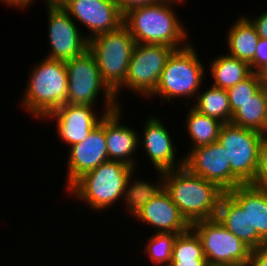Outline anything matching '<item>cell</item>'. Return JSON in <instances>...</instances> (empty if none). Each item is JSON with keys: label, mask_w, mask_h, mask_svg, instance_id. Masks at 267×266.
<instances>
[{"label": "cell", "mask_w": 267, "mask_h": 266, "mask_svg": "<svg viewBox=\"0 0 267 266\" xmlns=\"http://www.w3.org/2000/svg\"><path fill=\"white\" fill-rule=\"evenodd\" d=\"M185 2L186 0H164L133 8L124 14L123 25L136 43L162 44L176 50L182 49L191 42L187 40L188 31L173 7Z\"/></svg>", "instance_id": "obj_1"}, {"label": "cell", "mask_w": 267, "mask_h": 266, "mask_svg": "<svg viewBox=\"0 0 267 266\" xmlns=\"http://www.w3.org/2000/svg\"><path fill=\"white\" fill-rule=\"evenodd\" d=\"M164 189L190 225L216 218L225 193L218 185L191 173L185 166L164 171Z\"/></svg>", "instance_id": "obj_2"}, {"label": "cell", "mask_w": 267, "mask_h": 266, "mask_svg": "<svg viewBox=\"0 0 267 266\" xmlns=\"http://www.w3.org/2000/svg\"><path fill=\"white\" fill-rule=\"evenodd\" d=\"M38 63L29 72L21 105L33 117L44 120L67 103V69L65 61L47 57Z\"/></svg>", "instance_id": "obj_3"}, {"label": "cell", "mask_w": 267, "mask_h": 266, "mask_svg": "<svg viewBox=\"0 0 267 266\" xmlns=\"http://www.w3.org/2000/svg\"><path fill=\"white\" fill-rule=\"evenodd\" d=\"M133 170L123 162L109 160L84 173L67 192L96 212L106 211L123 199L126 181Z\"/></svg>", "instance_id": "obj_4"}, {"label": "cell", "mask_w": 267, "mask_h": 266, "mask_svg": "<svg viewBox=\"0 0 267 266\" xmlns=\"http://www.w3.org/2000/svg\"><path fill=\"white\" fill-rule=\"evenodd\" d=\"M204 68L192 43L175 50L166 62L155 91L149 97L158 96L166 102L180 97L191 100L194 97V100L202 89L207 71Z\"/></svg>", "instance_id": "obj_5"}, {"label": "cell", "mask_w": 267, "mask_h": 266, "mask_svg": "<svg viewBox=\"0 0 267 266\" xmlns=\"http://www.w3.org/2000/svg\"><path fill=\"white\" fill-rule=\"evenodd\" d=\"M65 66L68 81L67 103L96 106L98 95L103 92L102 113H111L122 107L115 93L103 81L95 58L89 50L65 61Z\"/></svg>", "instance_id": "obj_6"}, {"label": "cell", "mask_w": 267, "mask_h": 266, "mask_svg": "<svg viewBox=\"0 0 267 266\" xmlns=\"http://www.w3.org/2000/svg\"><path fill=\"white\" fill-rule=\"evenodd\" d=\"M136 42L122 25L115 31L101 33L88 42L103 81L115 92L126 80L130 59Z\"/></svg>", "instance_id": "obj_7"}, {"label": "cell", "mask_w": 267, "mask_h": 266, "mask_svg": "<svg viewBox=\"0 0 267 266\" xmlns=\"http://www.w3.org/2000/svg\"><path fill=\"white\" fill-rule=\"evenodd\" d=\"M175 48L162 44L136 43L130 59L125 82L114 92L118 99L124 87L141 97L149 98L155 91L161 73Z\"/></svg>", "instance_id": "obj_8"}, {"label": "cell", "mask_w": 267, "mask_h": 266, "mask_svg": "<svg viewBox=\"0 0 267 266\" xmlns=\"http://www.w3.org/2000/svg\"><path fill=\"white\" fill-rule=\"evenodd\" d=\"M201 240L209 266L246 265L252 249L226 229L216 218L191 224Z\"/></svg>", "instance_id": "obj_9"}, {"label": "cell", "mask_w": 267, "mask_h": 266, "mask_svg": "<svg viewBox=\"0 0 267 266\" xmlns=\"http://www.w3.org/2000/svg\"><path fill=\"white\" fill-rule=\"evenodd\" d=\"M266 135L235 124L222 125L218 143L225 148L231 171L244 183L250 184L257 172L259 150Z\"/></svg>", "instance_id": "obj_10"}, {"label": "cell", "mask_w": 267, "mask_h": 266, "mask_svg": "<svg viewBox=\"0 0 267 266\" xmlns=\"http://www.w3.org/2000/svg\"><path fill=\"white\" fill-rule=\"evenodd\" d=\"M48 14V43L50 45L47 58L67 61L78 57L88 50L89 40L70 15L59 3L45 2Z\"/></svg>", "instance_id": "obj_11"}, {"label": "cell", "mask_w": 267, "mask_h": 266, "mask_svg": "<svg viewBox=\"0 0 267 266\" xmlns=\"http://www.w3.org/2000/svg\"><path fill=\"white\" fill-rule=\"evenodd\" d=\"M188 152L183 156L184 166L191 173L215 183L224 192L244 184L231 171L226 150L218 141Z\"/></svg>", "instance_id": "obj_12"}, {"label": "cell", "mask_w": 267, "mask_h": 266, "mask_svg": "<svg viewBox=\"0 0 267 266\" xmlns=\"http://www.w3.org/2000/svg\"><path fill=\"white\" fill-rule=\"evenodd\" d=\"M59 5L75 21L89 29L86 38L117 30L124 15L115 0H61Z\"/></svg>", "instance_id": "obj_13"}, {"label": "cell", "mask_w": 267, "mask_h": 266, "mask_svg": "<svg viewBox=\"0 0 267 266\" xmlns=\"http://www.w3.org/2000/svg\"><path fill=\"white\" fill-rule=\"evenodd\" d=\"M92 105H74L66 103L50 113L43 121L56 122L59 138L71 147L84 141L90 132L108 113H95Z\"/></svg>", "instance_id": "obj_14"}, {"label": "cell", "mask_w": 267, "mask_h": 266, "mask_svg": "<svg viewBox=\"0 0 267 266\" xmlns=\"http://www.w3.org/2000/svg\"><path fill=\"white\" fill-rule=\"evenodd\" d=\"M66 190L84 173L109 161L104 135V117L82 142L69 148Z\"/></svg>", "instance_id": "obj_15"}, {"label": "cell", "mask_w": 267, "mask_h": 266, "mask_svg": "<svg viewBox=\"0 0 267 266\" xmlns=\"http://www.w3.org/2000/svg\"><path fill=\"white\" fill-rule=\"evenodd\" d=\"M143 127L139 144L144 147L143 151L155 170L164 172L184 166V157L181 160L175 158L177 153L172 135L157 115L148 117Z\"/></svg>", "instance_id": "obj_16"}, {"label": "cell", "mask_w": 267, "mask_h": 266, "mask_svg": "<svg viewBox=\"0 0 267 266\" xmlns=\"http://www.w3.org/2000/svg\"><path fill=\"white\" fill-rule=\"evenodd\" d=\"M141 223L155 228V233L180 234L191 225L182 216L168 192L163 188L135 216Z\"/></svg>", "instance_id": "obj_17"}, {"label": "cell", "mask_w": 267, "mask_h": 266, "mask_svg": "<svg viewBox=\"0 0 267 266\" xmlns=\"http://www.w3.org/2000/svg\"><path fill=\"white\" fill-rule=\"evenodd\" d=\"M121 109L122 107H119L104 116V135L108 158L111 161L123 162L136 169L137 161L133 159L132 155L140 147V138L134 128L121 123L123 115Z\"/></svg>", "instance_id": "obj_18"}, {"label": "cell", "mask_w": 267, "mask_h": 266, "mask_svg": "<svg viewBox=\"0 0 267 266\" xmlns=\"http://www.w3.org/2000/svg\"><path fill=\"white\" fill-rule=\"evenodd\" d=\"M216 219L252 250L267 242L252 230L247 212L225 192L221 197Z\"/></svg>", "instance_id": "obj_19"}, {"label": "cell", "mask_w": 267, "mask_h": 266, "mask_svg": "<svg viewBox=\"0 0 267 266\" xmlns=\"http://www.w3.org/2000/svg\"><path fill=\"white\" fill-rule=\"evenodd\" d=\"M227 193L247 212L252 230L267 242V193L243 184Z\"/></svg>", "instance_id": "obj_20"}, {"label": "cell", "mask_w": 267, "mask_h": 266, "mask_svg": "<svg viewBox=\"0 0 267 266\" xmlns=\"http://www.w3.org/2000/svg\"><path fill=\"white\" fill-rule=\"evenodd\" d=\"M232 24L226 35L228 55L250 64L255 58L260 37L244 15L238 17Z\"/></svg>", "instance_id": "obj_21"}, {"label": "cell", "mask_w": 267, "mask_h": 266, "mask_svg": "<svg viewBox=\"0 0 267 266\" xmlns=\"http://www.w3.org/2000/svg\"><path fill=\"white\" fill-rule=\"evenodd\" d=\"M209 66L213 78L212 85L224 90H228L253 73L248 62L232 57L228 53L210 60Z\"/></svg>", "instance_id": "obj_22"}, {"label": "cell", "mask_w": 267, "mask_h": 266, "mask_svg": "<svg viewBox=\"0 0 267 266\" xmlns=\"http://www.w3.org/2000/svg\"><path fill=\"white\" fill-rule=\"evenodd\" d=\"M134 169L130 174L126 181L125 192L123 195V202L125 204V209L129 212V215H132L134 218L139 211L157 194L164 188V172L160 170H156L159 177L157 178V182L143 181L137 180V178L132 179ZM126 200V201H125Z\"/></svg>", "instance_id": "obj_23"}, {"label": "cell", "mask_w": 267, "mask_h": 266, "mask_svg": "<svg viewBox=\"0 0 267 266\" xmlns=\"http://www.w3.org/2000/svg\"><path fill=\"white\" fill-rule=\"evenodd\" d=\"M231 123L267 135L266 84L253 96L252 99L241 104V107L232 115Z\"/></svg>", "instance_id": "obj_24"}, {"label": "cell", "mask_w": 267, "mask_h": 266, "mask_svg": "<svg viewBox=\"0 0 267 266\" xmlns=\"http://www.w3.org/2000/svg\"><path fill=\"white\" fill-rule=\"evenodd\" d=\"M170 264L172 266H209L203 253L201 240L191 227L177 235Z\"/></svg>", "instance_id": "obj_25"}, {"label": "cell", "mask_w": 267, "mask_h": 266, "mask_svg": "<svg viewBox=\"0 0 267 266\" xmlns=\"http://www.w3.org/2000/svg\"><path fill=\"white\" fill-rule=\"evenodd\" d=\"M185 129L191 139V148L206 146L217 142L220 129L223 125L219 120L204 115L194 109L192 106L186 116Z\"/></svg>", "instance_id": "obj_26"}, {"label": "cell", "mask_w": 267, "mask_h": 266, "mask_svg": "<svg viewBox=\"0 0 267 266\" xmlns=\"http://www.w3.org/2000/svg\"><path fill=\"white\" fill-rule=\"evenodd\" d=\"M194 102L192 107L198 112L213 117L223 124L231 122L232 113L227 90L211 85L206 87L204 92L200 90Z\"/></svg>", "instance_id": "obj_27"}, {"label": "cell", "mask_w": 267, "mask_h": 266, "mask_svg": "<svg viewBox=\"0 0 267 266\" xmlns=\"http://www.w3.org/2000/svg\"><path fill=\"white\" fill-rule=\"evenodd\" d=\"M265 84V75L253 72L248 78L229 88L227 93L232 115L241 104L252 99Z\"/></svg>", "instance_id": "obj_28"}, {"label": "cell", "mask_w": 267, "mask_h": 266, "mask_svg": "<svg viewBox=\"0 0 267 266\" xmlns=\"http://www.w3.org/2000/svg\"><path fill=\"white\" fill-rule=\"evenodd\" d=\"M177 235L175 233H153L148 238V243L142 251L149 256L153 266L170 264Z\"/></svg>", "instance_id": "obj_29"}, {"label": "cell", "mask_w": 267, "mask_h": 266, "mask_svg": "<svg viewBox=\"0 0 267 266\" xmlns=\"http://www.w3.org/2000/svg\"><path fill=\"white\" fill-rule=\"evenodd\" d=\"M250 185L267 193V135L261 142L257 172Z\"/></svg>", "instance_id": "obj_30"}, {"label": "cell", "mask_w": 267, "mask_h": 266, "mask_svg": "<svg viewBox=\"0 0 267 266\" xmlns=\"http://www.w3.org/2000/svg\"><path fill=\"white\" fill-rule=\"evenodd\" d=\"M253 72L267 73V39L260 38L254 60L250 63Z\"/></svg>", "instance_id": "obj_31"}, {"label": "cell", "mask_w": 267, "mask_h": 266, "mask_svg": "<svg viewBox=\"0 0 267 266\" xmlns=\"http://www.w3.org/2000/svg\"><path fill=\"white\" fill-rule=\"evenodd\" d=\"M162 1L164 0H115L123 15L133 8L152 5Z\"/></svg>", "instance_id": "obj_32"}, {"label": "cell", "mask_w": 267, "mask_h": 266, "mask_svg": "<svg viewBox=\"0 0 267 266\" xmlns=\"http://www.w3.org/2000/svg\"><path fill=\"white\" fill-rule=\"evenodd\" d=\"M247 266H267V244L253 249Z\"/></svg>", "instance_id": "obj_33"}, {"label": "cell", "mask_w": 267, "mask_h": 266, "mask_svg": "<svg viewBox=\"0 0 267 266\" xmlns=\"http://www.w3.org/2000/svg\"><path fill=\"white\" fill-rule=\"evenodd\" d=\"M246 18L252 23L255 27L257 34L260 38L267 39V11H264L259 16L255 17V19H249L250 17L246 16Z\"/></svg>", "instance_id": "obj_34"}, {"label": "cell", "mask_w": 267, "mask_h": 266, "mask_svg": "<svg viewBox=\"0 0 267 266\" xmlns=\"http://www.w3.org/2000/svg\"><path fill=\"white\" fill-rule=\"evenodd\" d=\"M2 3H4L8 7H13V8H21L26 9L34 4L35 0H0ZM45 1V0H44ZM32 4V5H31Z\"/></svg>", "instance_id": "obj_35"}, {"label": "cell", "mask_w": 267, "mask_h": 266, "mask_svg": "<svg viewBox=\"0 0 267 266\" xmlns=\"http://www.w3.org/2000/svg\"><path fill=\"white\" fill-rule=\"evenodd\" d=\"M61 0H45L48 3H59Z\"/></svg>", "instance_id": "obj_36"}, {"label": "cell", "mask_w": 267, "mask_h": 266, "mask_svg": "<svg viewBox=\"0 0 267 266\" xmlns=\"http://www.w3.org/2000/svg\"><path fill=\"white\" fill-rule=\"evenodd\" d=\"M265 83L267 85V73L265 74Z\"/></svg>", "instance_id": "obj_37"}, {"label": "cell", "mask_w": 267, "mask_h": 266, "mask_svg": "<svg viewBox=\"0 0 267 266\" xmlns=\"http://www.w3.org/2000/svg\"><path fill=\"white\" fill-rule=\"evenodd\" d=\"M158 266H172L171 264L158 265Z\"/></svg>", "instance_id": "obj_38"}, {"label": "cell", "mask_w": 267, "mask_h": 266, "mask_svg": "<svg viewBox=\"0 0 267 266\" xmlns=\"http://www.w3.org/2000/svg\"><path fill=\"white\" fill-rule=\"evenodd\" d=\"M228 266H247V265H228Z\"/></svg>", "instance_id": "obj_39"}]
</instances>
